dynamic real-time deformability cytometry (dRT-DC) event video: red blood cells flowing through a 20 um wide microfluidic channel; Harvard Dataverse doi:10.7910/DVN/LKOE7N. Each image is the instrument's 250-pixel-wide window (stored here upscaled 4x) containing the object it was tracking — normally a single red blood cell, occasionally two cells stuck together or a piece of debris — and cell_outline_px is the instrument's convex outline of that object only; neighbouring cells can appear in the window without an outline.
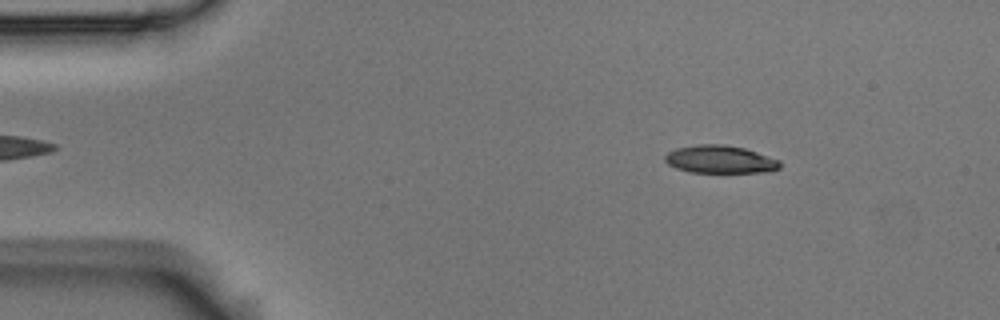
{"species": "Egyptian fruit bat (a non-hibernating species)", "species_latin": "Rousettus aegyptiacus", "temperature_condition": "room temperature", "stored_images_in_passage": 54, "camera_frame_rate_fps": 3000, "um_per_image_px": 0.085, "animal": {"sex": "male"}, "frame": {"image": 1, "passage_image": 7, "time_ms": 2.0, "image_size_px": [1000, 320], "cell_outline_px": [[780, 168], [764, 172], [688, 172], [676, 168], [668, 164], [664, 160], [664, 156], [668, 152], [676, 148], [696, 144], [724, 144], [744, 148], [780, 160]], "centroid_in_image_um": [61.17, 13.54], "position_along_channel_um": 23.8, "area_um2": 18.61}}
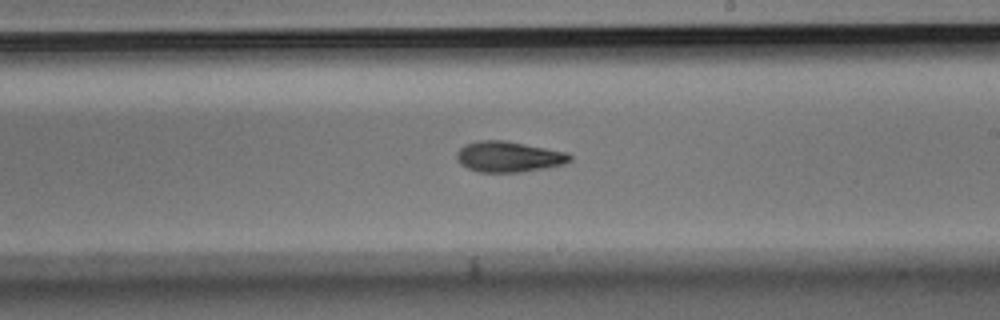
{"frame": {"image": 2, "passage_image": 31, "time_ms": 10.0, "image_size_px": [1000, 320], "cell_outline_px": [[572, 160], [564, 164], [544, 168], [520, 172], [480, 172], [468, 168], [460, 164], [456, 160], [456, 152], [464, 144], [476, 140], [504, 140], [568, 152], [572, 156]], "centroid_in_image_um": [43.22, 13.31], "position_along_channel_um": 245.8, "area_um2": 20.4}}
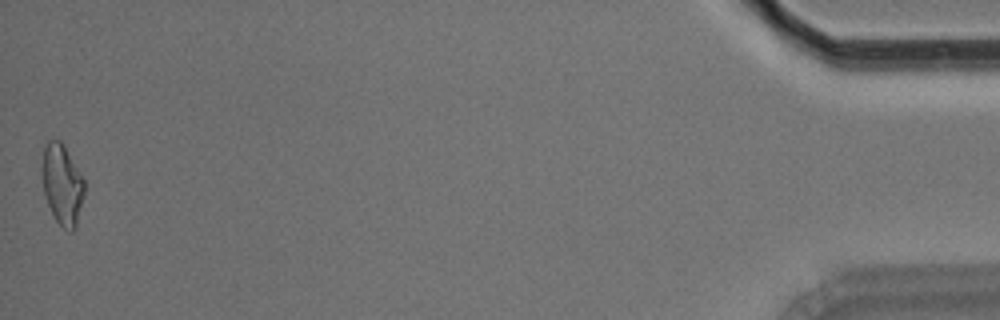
{"frame": {"image": 3, "passage_image": 54, "time_ms": 17.667, "image_size_px": [1000, 320], "cell_outline_px": [[84, 192], [76, 228], [72, 232], [68, 232], [52, 216], [44, 192], [40, 172], [40, 168], [44, 148], [48, 140], [60, 140], [64, 144], [84, 180]], "centroid_in_image_um": [5.26, 15.67], "position_along_channel_um": 429.9, "area_um2": 20.06}, "authors_computed_cell_mechanics": {"area_um2": 19.6231, "velocity_mm_per_s": 3.6466, "shape_relaxation_time_tau1_ms": 3.7032, "shape_relaxation_time_tau2_ms": 6.8889, "deformation_change_tau1": 0.1419, "deformation_change_tau2": 0.1668}}